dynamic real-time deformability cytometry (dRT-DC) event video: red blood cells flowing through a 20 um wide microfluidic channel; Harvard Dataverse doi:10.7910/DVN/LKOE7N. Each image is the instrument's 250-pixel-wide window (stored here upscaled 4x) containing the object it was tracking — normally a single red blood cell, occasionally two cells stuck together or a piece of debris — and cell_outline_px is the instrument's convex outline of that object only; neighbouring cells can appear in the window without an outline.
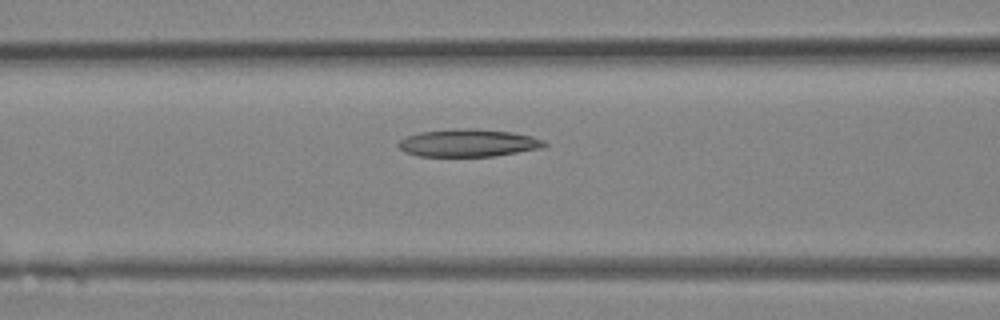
{"species": "Egyptian fruit bat (a non-hibernating species)", "species_latin": "Rousettus aegyptiacus", "temperature_condition": "room temperature", "stored_images_in_passage": 9, "camera_frame_rate_fps": 3000, "um_per_image_px": 0.085, "animal": {"sex": "female"}, "frame": {"image": 1, "passage_image": 4, "time_ms": 1.0, "image_size_px": [1000, 320], "cell_outline_px": [[548, 144], [544, 148], [496, 156], [420, 156], [404, 152], [396, 144], [404, 136], [420, 132], [464, 128], [476, 128], [512, 132], [532, 136], [544, 140]], "centroid_in_image_um": [39.83, 12.15], "position_along_channel_um": 126.8, "area_um2": 23.7}}
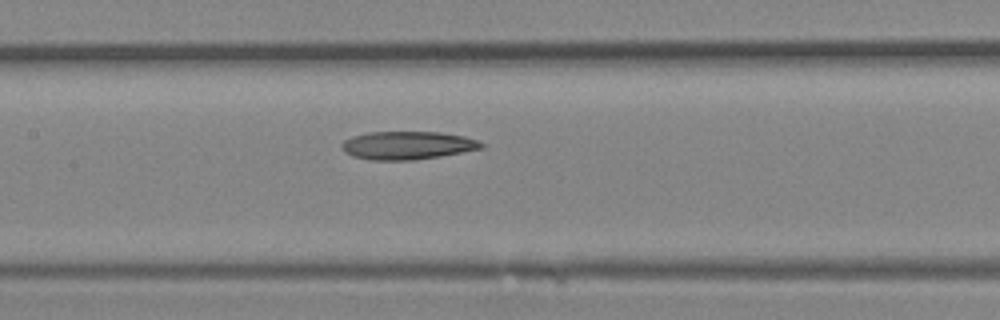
{"frame": {"image": 2, "passage_image": 6, "time_ms": 1.667, "image_size_px": [1000, 320], "cell_outline_px": [[484, 148], [440, 156], [412, 160], [368, 160], [352, 156], [344, 152], [340, 148], [340, 144], [344, 140], [352, 136], [368, 132], [440, 132], [464, 136], [476, 140], [484, 144]], "centroid_in_image_um": [34.58, 12.36], "position_along_channel_um": 172.8, "area_um2": 23.0}}
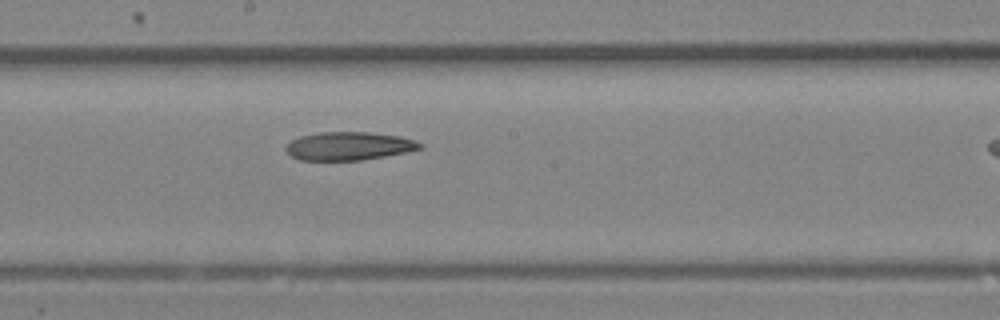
{"frame": {"image": 3, "passage_image": 8, "time_ms": 2.333, "image_size_px": [1000, 320], "cell_outline_px": [[424, 148], [384, 156], [360, 160], [300, 160], [292, 156], [284, 148], [292, 140], [300, 136], [320, 132], [372, 132], [400, 136], [424, 144]], "centroid_in_image_um": [29.66, 12.4], "position_along_channel_um": 218.5, "area_um2": 21.96}}